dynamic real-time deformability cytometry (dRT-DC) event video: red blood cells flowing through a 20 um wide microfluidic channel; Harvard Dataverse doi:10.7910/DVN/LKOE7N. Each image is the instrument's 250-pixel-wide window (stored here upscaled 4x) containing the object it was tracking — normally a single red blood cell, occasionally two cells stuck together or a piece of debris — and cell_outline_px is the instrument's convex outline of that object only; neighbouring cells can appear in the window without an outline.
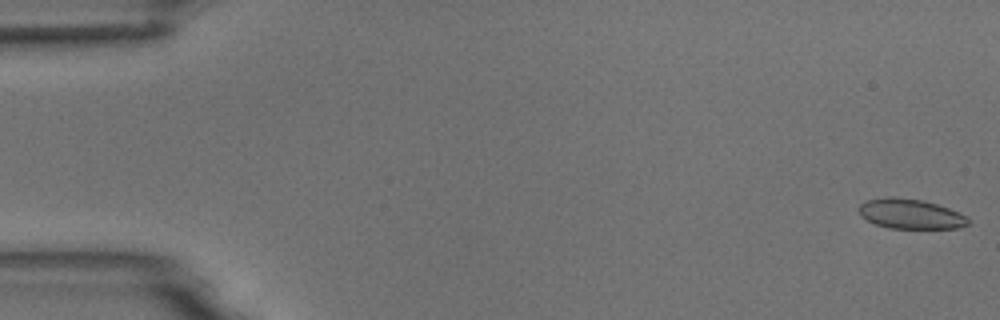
{"species": "common noctule bat (a hibernating species)", "species_latin": "Nyctalus noctula", "temperature_condition": "room temperature", "stored_images_in_passage": 5, "camera_frame_rate_fps": 3000, "um_per_image_px": 0.085, "animal": {"sex": "male", "body_mass_g": 18.8}, "frame": {"image": 1, "passage_image": 1, "time_ms": 0.0, "image_size_px": [1000, 320], "cell_outline_px": [[968, 224], [960, 228], [888, 228], [876, 224], [860, 216], [860, 204], [868, 200], [888, 196], [892, 196], [924, 200], [960, 212], [968, 216]], "centroid_in_image_um": [77.42, 18.18], "position_along_channel_um": 7.6, "area_um2": 19.02}}
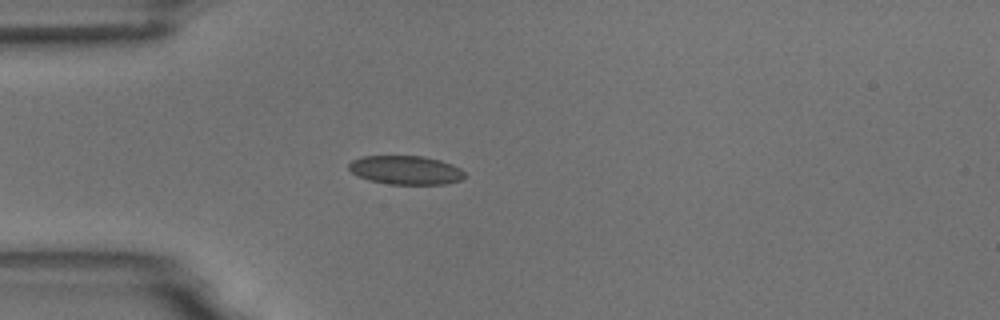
{"frame": {"image": 2, "passage_image": 5, "time_ms": 4.667, "image_size_px": [1000, 320], "cell_outline_px": [[468, 176], [460, 180], [444, 184], [388, 184], [368, 180], [352, 172], [348, 168], [348, 164], [352, 160], [364, 156], [424, 156], [440, 160], [452, 164], [460, 168]], "centroid_in_image_um": [34.51, 14.45], "position_along_channel_um": 50.5, "area_um2": 19.48}}